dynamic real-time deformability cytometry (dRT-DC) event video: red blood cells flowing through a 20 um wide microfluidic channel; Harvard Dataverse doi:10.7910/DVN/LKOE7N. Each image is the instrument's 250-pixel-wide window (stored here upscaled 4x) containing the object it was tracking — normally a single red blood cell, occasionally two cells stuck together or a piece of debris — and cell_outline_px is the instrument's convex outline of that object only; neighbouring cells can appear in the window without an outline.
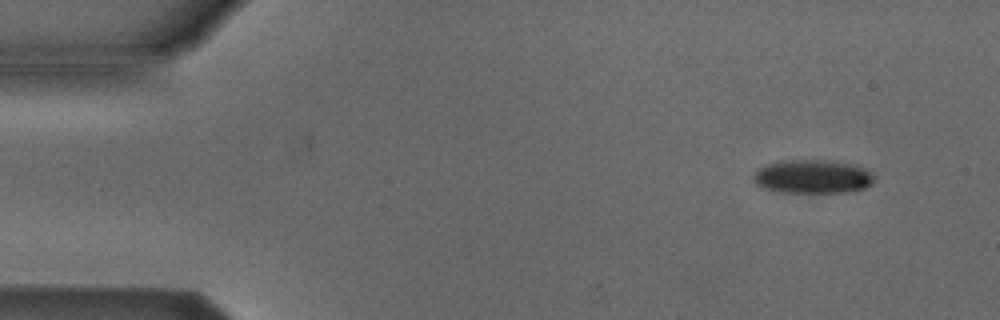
{"species": "Egyptian fruit bat (a non-hibernating species)", "species_latin": "Rousettus aegyptiacus", "temperature_condition": "cold", "stored_images_in_passage": 5, "segment_of_instrument_passage": [2, 2], "camera_frame_rate_fps": 3000, "um_per_image_px": 0.085, "animal": {"sex": "male"}, "frame": {"image": 1, "passage_image": 5, "time_ms": 5.667, "image_size_px": [1000, 320], "cell_outline_px": [[876, 180], [872, 184], [864, 188], [848, 192], [780, 192], [760, 188], [752, 180], [752, 176], [764, 164], [780, 160], [824, 160], [856, 164], [872, 172], [876, 176]], "centroid_in_image_um": [69.08, 15.01], "position_along_channel_um": 15.9, "area_um2": 24.16}}